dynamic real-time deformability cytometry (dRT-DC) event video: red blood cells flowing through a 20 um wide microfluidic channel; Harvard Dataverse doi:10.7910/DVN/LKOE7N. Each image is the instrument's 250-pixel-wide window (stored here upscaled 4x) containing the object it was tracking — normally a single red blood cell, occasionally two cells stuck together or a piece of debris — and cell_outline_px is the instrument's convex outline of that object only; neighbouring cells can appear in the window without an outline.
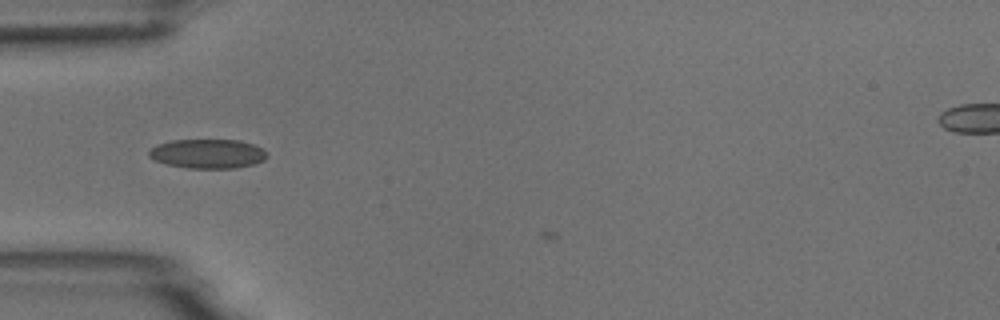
{"species": "common noctule bat (a hibernating species)", "species_latin": "Nyctalus noctula", "temperature_condition": "room temperature", "stored_images_in_passage": 4, "camera_frame_rate_fps": 3000, "um_per_image_px": 0.085, "animal": {"sex": "male", "body_mass_g": 18.8}, "frame": {"image": 1, "passage_image": 2, "time_ms": 0.333, "image_size_px": [1000, 320], "cell_outline_px": [[268, 156], [264, 160], [252, 164], [236, 168], [188, 168], [168, 164], [152, 160], [148, 156], [148, 152], [156, 144], [172, 140], [240, 140], [252, 144], [268, 152]], "centroid_in_image_um": [17.63, 13.06], "position_along_channel_um": 67.4, "area_um2": 20.17}}